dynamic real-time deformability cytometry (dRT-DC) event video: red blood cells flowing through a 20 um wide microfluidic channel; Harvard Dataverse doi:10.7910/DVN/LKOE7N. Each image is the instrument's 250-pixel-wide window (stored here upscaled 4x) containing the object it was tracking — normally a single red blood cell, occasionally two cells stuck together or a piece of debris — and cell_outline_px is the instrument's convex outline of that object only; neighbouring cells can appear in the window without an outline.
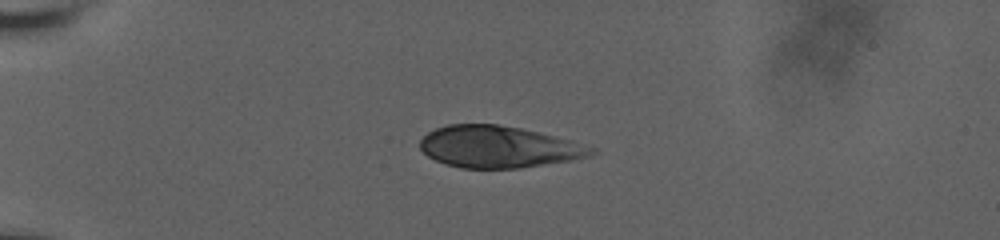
{"species": "human", "species_latin": "Homo sapiens", "temperature_condition": "room temperature", "stored_images_in_passage": 43, "camera_frame_rate_fps": 3000, "um_per_image_px": 0.085, "donor": {"sex": "male"}, "frame": {"image": 1, "passage_image": 1, "time_ms": 0.0, "image_size_px": [1000, 240], "cell_outline_px": [[596, 152], [592, 156], [520, 168], [460, 168], [444, 164], [428, 156], [420, 148], [420, 140], [428, 132], [436, 128], [448, 124], [500, 124], [520, 128], [556, 136], [572, 140], [596, 148]], "centroid_in_image_um": [42.38, 12.48], "position_along_channel_um": 42.6, "area_um2": 41.67}}
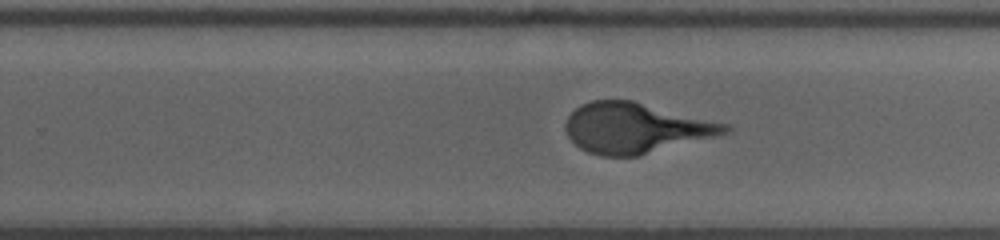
{"frame": {"image": 2, "passage_image": 24, "time_ms": 7.667, "image_size_px": [1000, 240], "cell_outline_px": [[732, 128], [728, 132], [636, 156], [600, 156], [588, 152], [580, 148], [568, 136], [564, 128], [564, 124], [568, 116], [580, 104], [592, 100], [632, 100], [728, 124]], "centroid_in_image_um": [53.95, 10.87], "position_along_channel_um": 275.8, "area_um2": 46.12}}
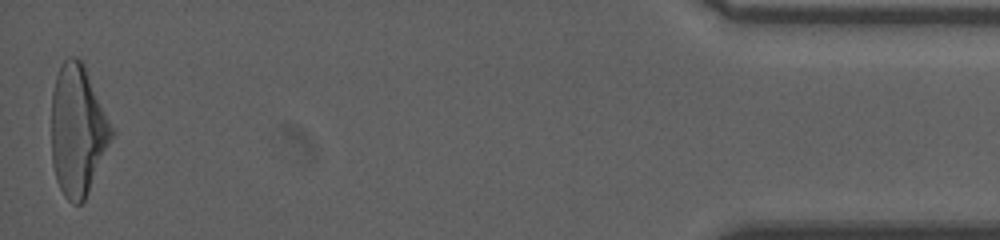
{"frame": {"image": 3, "passage_image": 43, "time_ms": 14.0, "image_size_px": [1000, 240], "cell_outline_px": [[116, 132], [84, 200], [80, 204], [72, 204], [64, 196], [56, 180], [52, 164], [52, 92], [56, 76], [60, 64], [68, 56], [76, 56], [84, 64], [116, 128]], "centroid_in_image_um": [6.64, 11.04], "position_along_channel_um": 428.6, "area_um2": 46.59}}